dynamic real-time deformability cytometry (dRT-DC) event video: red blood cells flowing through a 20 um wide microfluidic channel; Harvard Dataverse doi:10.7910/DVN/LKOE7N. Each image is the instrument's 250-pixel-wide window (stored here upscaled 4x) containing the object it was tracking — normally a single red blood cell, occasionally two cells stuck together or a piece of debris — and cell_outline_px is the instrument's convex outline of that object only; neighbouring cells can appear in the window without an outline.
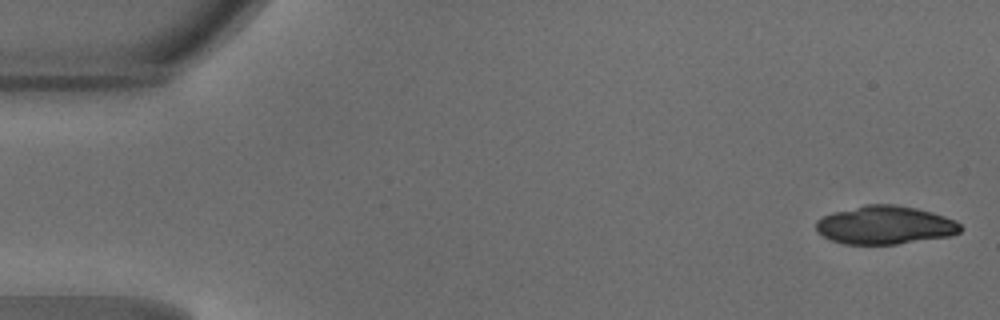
{"species": "common noctule bat (a hibernating species)", "species_latin": "Nyctalus noctula", "temperature_condition": "warm", "stored_images_in_passage": 47, "camera_frame_rate_fps": 3000, "um_per_image_px": 0.085, "animal": {"sex": "male", "body_mass_g": 18.8}, "frame": {"image": 1, "passage_image": 1, "time_ms": 0.0, "image_size_px": [1000, 320], "cell_outline_px": [[964, 228], [960, 232], [948, 236], [896, 244], [844, 244], [832, 240], [816, 232], [816, 220], [824, 216], [836, 212], [864, 204], [896, 204], [916, 208], [932, 212], [956, 220]], "centroid_in_image_um": [75.24, 19.13], "position_along_channel_um": 9.8, "area_um2": 32.19}}
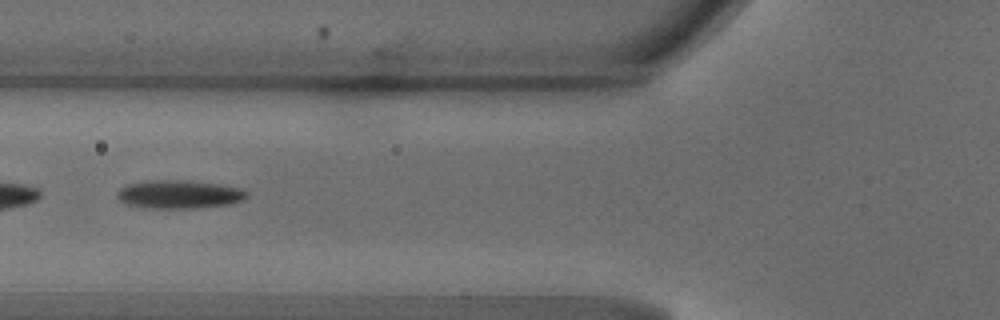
{"frame": {"image": 2, "passage_image": 18, "time_ms": 5.667, "image_size_px": [1000, 320], "cell_outline_px": [[248, 196], [244, 200], [228, 204], [196, 208], [140, 208], [128, 204], [120, 200], [116, 196], [116, 192], [120, 188], [128, 184], [144, 180], [192, 180], [240, 188], [248, 192]], "centroid_in_image_um": [15.2, 16.51], "position_along_channel_um": 110.6, "area_um2": 21.62}}
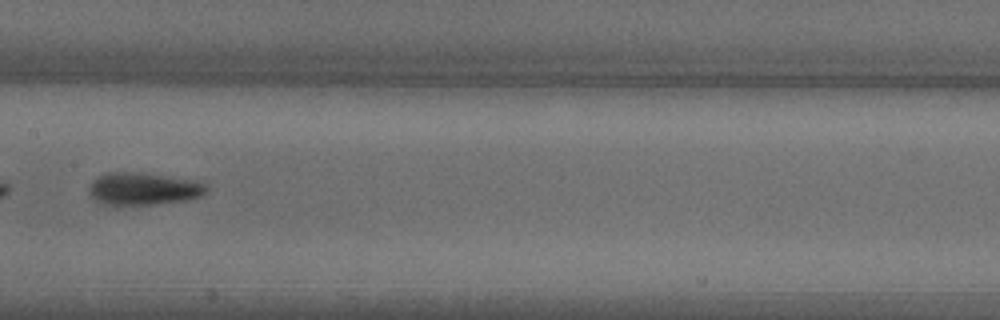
{"frame": {"image": 3, "passage_image": 24, "time_ms": 7.667, "image_size_px": [1000, 320], "cell_outline_px": [[208, 192], [204, 196], [184, 200], [156, 204], [120, 208], [112, 208], [96, 200], [88, 192], [88, 188], [92, 180], [108, 172], [136, 172], [204, 180], [208, 188]], "centroid_in_image_um": [12.22, 16.08], "position_along_channel_um": 195.2, "area_um2": 23.35}, "authors_computed_cell_mechanics": {"area_um2": 21.7906, "velocity_mm_per_s": 4.2091, "shape_relaxation_time_tau1_ms": 2.9735, "shape_relaxation_time_tau2_ms": 3.5452, "deformation_change_tau1": 0.1734, "deformation_change_tau2": 0.1298}}